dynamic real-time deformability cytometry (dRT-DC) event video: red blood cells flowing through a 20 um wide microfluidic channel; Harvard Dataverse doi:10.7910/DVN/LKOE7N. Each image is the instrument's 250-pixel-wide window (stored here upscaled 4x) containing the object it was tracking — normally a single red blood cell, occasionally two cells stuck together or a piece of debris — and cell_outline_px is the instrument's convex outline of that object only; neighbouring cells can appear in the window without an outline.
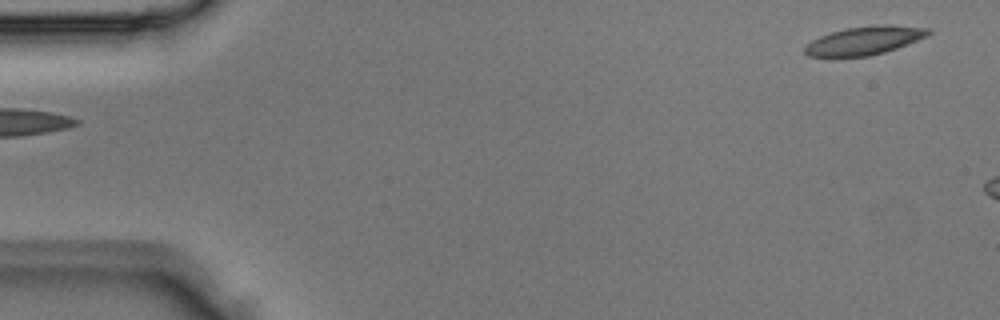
{"species": "Egyptian fruit bat (a non-hibernating species)", "species_latin": "Rousettus aegyptiacus", "temperature_condition": "room temperature", "stored_images_in_passage": 3, "camera_frame_rate_fps": 3000, "um_per_image_px": 0.085, "animal": {"sex": "male"}, "frame": {"image": 1, "passage_image": 3, "time_ms": 0.667, "image_size_px": [1000, 320], "cell_outline_px": [[932, 32], [928, 36], [908, 44], [884, 52], [868, 56], [808, 56], [804, 52], [804, 48], [812, 40], [820, 36], [844, 28], [876, 24], [888, 24], [932, 28]], "centroid_in_image_um": [73.54, 3.42], "position_along_channel_um": 11.5, "area_um2": 20.52}}